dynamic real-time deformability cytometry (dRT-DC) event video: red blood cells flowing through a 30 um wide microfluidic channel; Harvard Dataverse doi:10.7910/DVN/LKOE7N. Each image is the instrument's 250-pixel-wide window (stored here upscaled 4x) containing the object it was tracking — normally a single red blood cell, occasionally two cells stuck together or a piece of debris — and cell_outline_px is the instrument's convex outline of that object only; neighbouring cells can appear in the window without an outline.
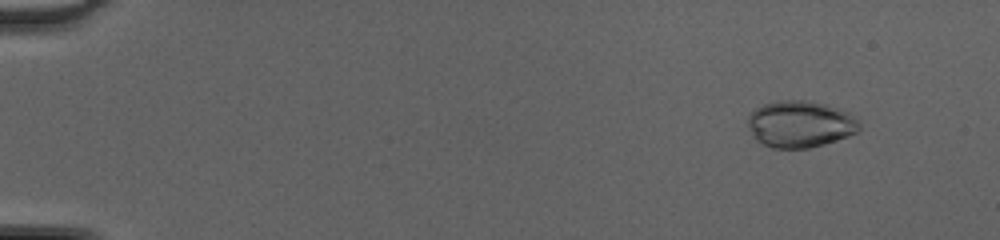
{"species": "common noctule bat (a hibernating species)", "species_latin": "Nyctalus noctula", "temperature_condition": "cold", "stored_images_in_passage": 49, "camera_frame_rate_fps": 3000, "um_per_image_px": 0.085, "animal": {"sex": "female", "body_mass_g": 20.0, "forearm_length_mm": 54.0}, "frame": {"image": 1, "passage_image": 5, "time_ms": 1.333, "image_size_px": [1000, 240], "cell_outline_px": [[860, 128], [856, 132], [848, 136], [824, 144], [808, 148], [772, 148], [756, 140], [752, 136], [748, 128], [748, 116], [756, 108], [764, 104], [784, 100], [804, 100], [824, 104], [840, 108], [848, 112], [860, 124]], "centroid_in_image_um": [67.99, 10.55], "position_along_channel_um": 17.0, "area_um2": 30.23}}
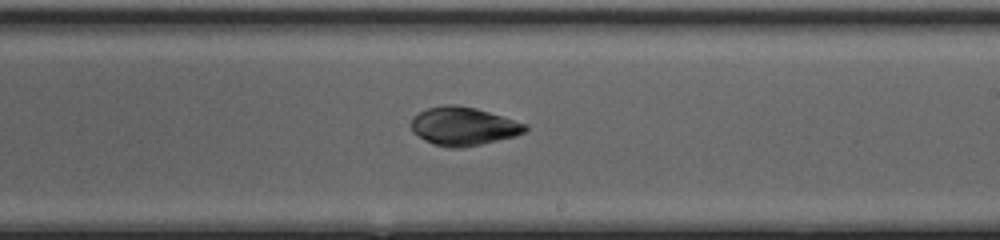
{"frame": {"image": 2, "passage_image": 31, "time_ms": 10.0, "image_size_px": [1000, 240], "cell_outline_px": [[528, 128], [524, 132], [516, 136], [480, 144], [460, 148], [448, 148], [432, 144], [424, 140], [412, 132], [412, 116], [428, 108], [444, 104], [452, 104], [476, 108], [528, 124]], "centroid_in_image_um": [39.38, 10.73], "position_along_channel_um": 249.6, "area_um2": 25.55}}
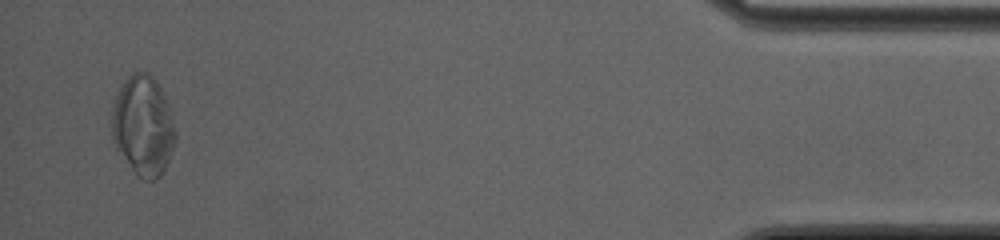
{"frame": {"image": 3, "passage_image": 48, "time_ms": 15.667, "image_size_px": [1000, 240], "cell_outline_px": [[176, 140], [168, 160], [160, 176], [156, 180], [144, 180], [132, 168], [116, 148], [112, 140], [112, 112], [116, 96], [120, 84], [132, 72], [148, 72], [156, 80], [164, 92], [168, 104], [176, 132]], "centroid_in_image_um": [12.17, 10.64], "position_along_channel_um": 423.0, "area_um2": 36.93}, "authors_computed_cell_mechanics": {"area_um2": 27.455, "velocity_mm_per_s": 4.2938, "shape_relaxation_time_tau1_ms": 8.7038, "shape_relaxation_time_tau2_ms": 0.628, "deformation_change_tau1": 0.1697, "deformation_change_tau2": 0.0287}}